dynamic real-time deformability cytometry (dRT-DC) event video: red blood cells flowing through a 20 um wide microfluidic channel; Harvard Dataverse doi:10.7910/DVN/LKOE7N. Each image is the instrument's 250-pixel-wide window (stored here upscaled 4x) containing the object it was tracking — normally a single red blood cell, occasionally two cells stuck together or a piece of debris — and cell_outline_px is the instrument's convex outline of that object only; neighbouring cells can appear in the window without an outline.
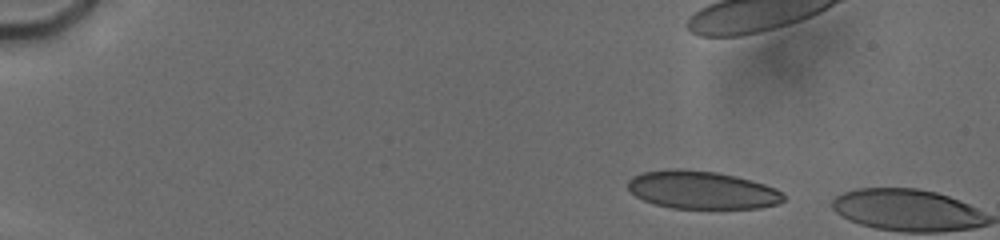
{"species": "human", "species_latin": "Homo sapiens", "temperature_condition": "cold", "stored_images_in_passage": 21, "camera_frame_rate_fps": 3000, "um_per_image_px": 0.085, "donor": {"sex": "male"}, "frame": {"image": 1, "passage_image": 14, "time_ms": 1.667, "image_size_px": [1000, 240], "cell_outline_px": [[784, 200], [776, 204], [760, 208], [672, 208], [656, 204], [644, 200], [636, 196], [628, 188], [628, 180], [632, 176], [644, 172], [676, 168], [680, 168], [716, 172], [736, 176], [752, 180], [776, 188], [784, 196]], "centroid_in_image_um": [59.66, 16.14], "position_along_channel_um": 25.3, "area_um2": 34.28}}